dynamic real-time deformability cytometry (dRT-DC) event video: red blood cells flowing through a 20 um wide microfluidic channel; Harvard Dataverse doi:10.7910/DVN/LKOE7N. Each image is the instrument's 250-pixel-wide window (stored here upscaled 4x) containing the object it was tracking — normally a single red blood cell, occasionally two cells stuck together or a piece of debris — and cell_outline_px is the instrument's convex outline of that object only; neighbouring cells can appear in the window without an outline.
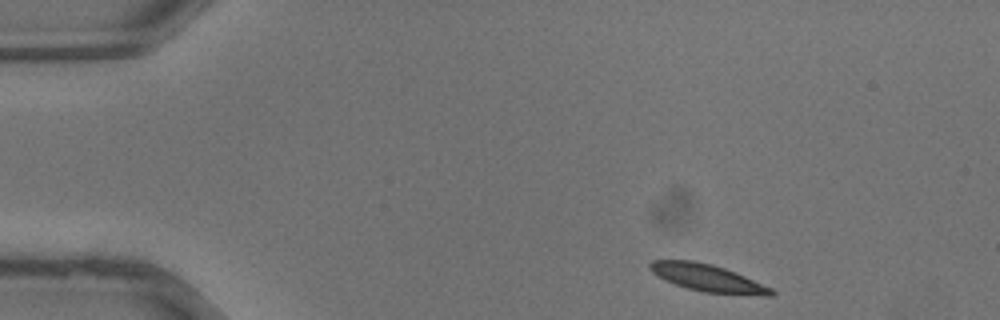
{"species": "common noctule bat (a hibernating species)", "species_latin": "Nyctalus noctula", "temperature_condition": "warm", "stored_images_in_passage": 33, "camera_frame_rate_fps": 3000, "um_per_image_px": 0.085, "animal": {"sex": "male", "body_mass_g": 13.3}, "frame": {"image": 1, "passage_image": 1, "time_ms": 0.0, "image_size_px": [1000, 320], "cell_outline_px": [[776, 296], [764, 296], [704, 292], [688, 288], [676, 284], [652, 272], [648, 268], [648, 264], [652, 260], [692, 260], [712, 264], [736, 272], [772, 288], [776, 292]], "centroid_in_image_um": [60.21, 23.63], "position_along_channel_um": 24.8, "area_um2": 19.19}}
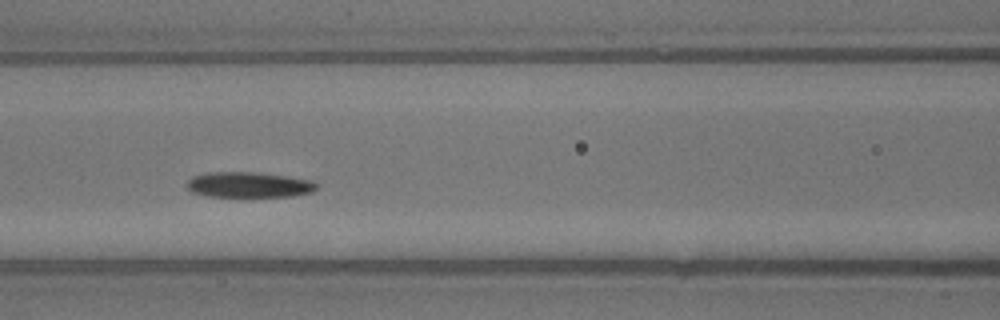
{"frame": {"image": 2, "passage_image": 12, "time_ms": 3.667, "image_size_px": [1000, 320], "cell_outline_px": [[316, 188], [312, 192], [292, 196], [240, 200], [208, 196], [192, 192], [184, 184], [192, 176], [208, 172], [252, 172], [288, 176], [312, 180], [316, 184]], "centroid_in_image_um": [21.11, 15.76], "position_along_channel_um": 145.5, "area_um2": 20.4}}
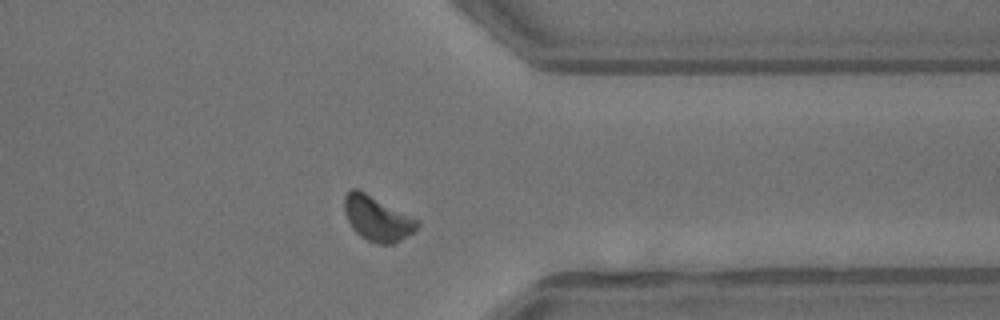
{"frame": {"image": 3, "passage_image": 25, "time_ms": 8.0, "image_size_px": [1000, 320], "cell_outline_px": [[420, 224], [412, 232], [400, 240], [392, 244], [376, 244], [360, 236], [352, 228], [344, 212], [344, 196], [352, 188], [356, 188], [364, 192], [416, 220]], "centroid_in_image_um": [32.0, 18.59], "position_along_channel_um": 379.4, "area_um2": 18.38}}